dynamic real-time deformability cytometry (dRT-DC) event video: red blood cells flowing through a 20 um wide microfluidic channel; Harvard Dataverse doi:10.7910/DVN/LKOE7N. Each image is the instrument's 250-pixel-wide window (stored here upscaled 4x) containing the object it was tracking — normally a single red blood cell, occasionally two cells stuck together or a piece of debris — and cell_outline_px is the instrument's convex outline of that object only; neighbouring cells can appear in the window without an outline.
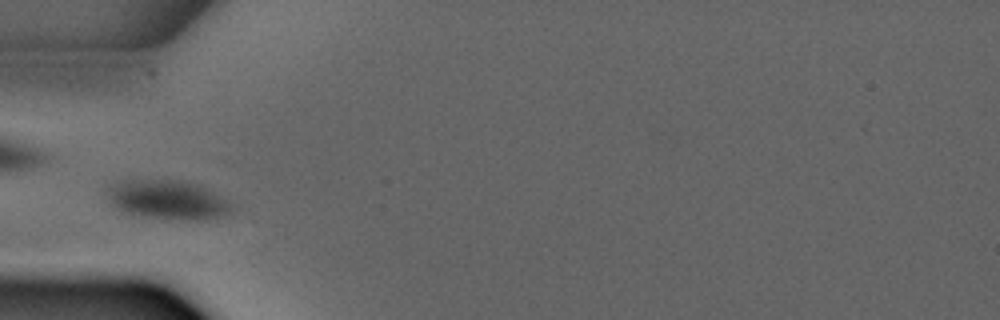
{"species": "common noctule bat (a hibernating species)", "species_latin": "Nyctalus noctula", "temperature_condition": "warm", "stored_images_in_passage": 7, "camera_frame_rate_fps": 3000, "um_per_image_px": 0.085, "animal": {"sex": "male", "forearm_length_mm": 52.5}, "frame": {"image": 1, "passage_image": 4, "time_ms": 3.667, "image_size_px": [1000, 320], "cell_outline_px": [[232, 208], [228, 212], [212, 220], [172, 220], [140, 216], [124, 212], [116, 208], [108, 200], [108, 188], [112, 184], [132, 180], [172, 180], [200, 184], [224, 200]], "centroid_in_image_um": [14.21, 17.01], "position_along_channel_um": 70.8, "area_um2": 28.09}}
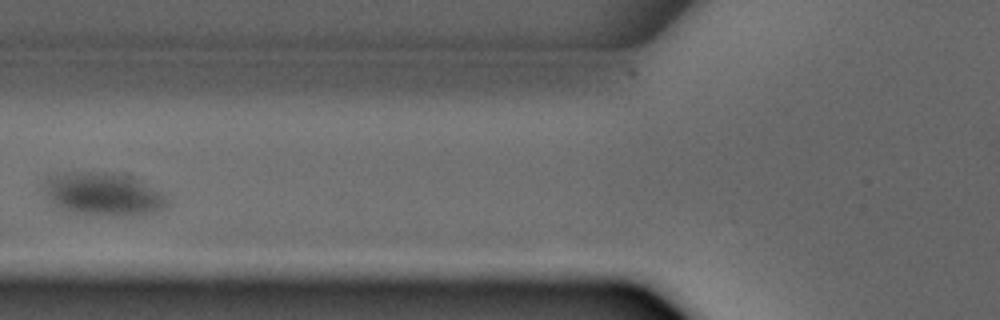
{"frame": {"image": 2, "passage_image": 5, "time_ms": 4.667, "image_size_px": [1000, 320], "cell_outline_px": [[172, 204], [144, 216], [96, 216], [60, 212], [52, 208], [48, 204], [44, 184], [48, 180], [68, 176], [92, 172], [132, 176], [164, 196]], "centroid_in_image_um": [8.78, 16.62], "position_along_channel_um": 117.0, "area_um2": 30.75}}